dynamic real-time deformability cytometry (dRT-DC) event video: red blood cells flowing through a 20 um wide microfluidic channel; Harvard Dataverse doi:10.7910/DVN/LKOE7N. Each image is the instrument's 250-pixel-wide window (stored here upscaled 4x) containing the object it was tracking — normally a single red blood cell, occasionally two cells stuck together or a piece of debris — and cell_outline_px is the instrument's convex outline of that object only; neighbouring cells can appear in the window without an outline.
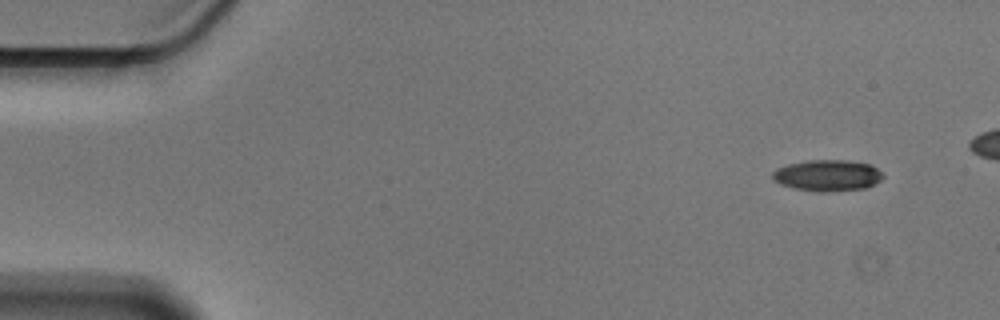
{"species": "Egyptian fruit bat (a non-hibernating species)", "species_latin": "Rousettus aegyptiacus", "temperature_condition": "cold", "stored_images_in_passage": 48, "camera_frame_rate_fps": 3000, "um_per_image_px": 0.085, "animal": {"sex": "male"}, "frame": {"image": 1, "passage_image": 1, "time_ms": 0.0, "image_size_px": [1000, 320], "cell_outline_px": [[884, 176], [880, 180], [864, 188], [824, 192], [820, 192], [792, 188], [780, 184], [772, 180], [772, 172], [776, 168], [788, 164], [808, 160], [844, 160], [872, 164], [884, 172]], "centroid_in_image_um": [70.32, 14.9], "position_along_channel_um": 14.7, "area_um2": 20.29}}
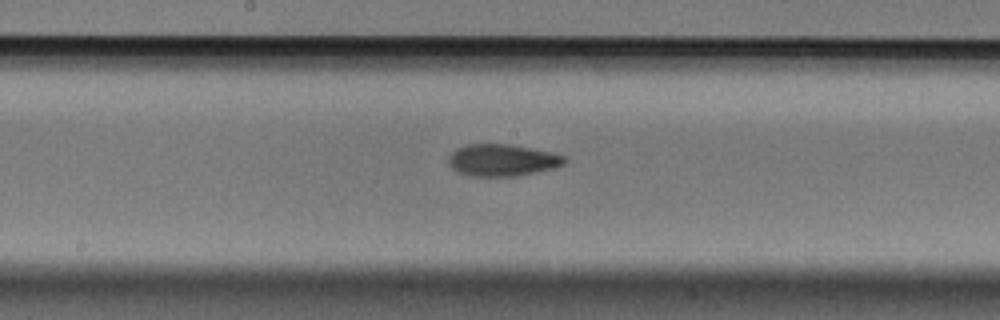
{"frame": {"image": 2, "passage_image": 26, "time_ms": 8.333, "image_size_px": [1000, 320], "cell_outline_px": [[568, 160], [564, 164], [556, 168], [516, 176], [468, 176], [456, 172], [448, 164], [448, 156], [456, 148], [468, 144], [508, 144], [552, 152], [564, 156]], "centroid_in_image_um": [42.68, 13.62], "position_along_channel_um": 205.5, "area_um2": 21.79}}
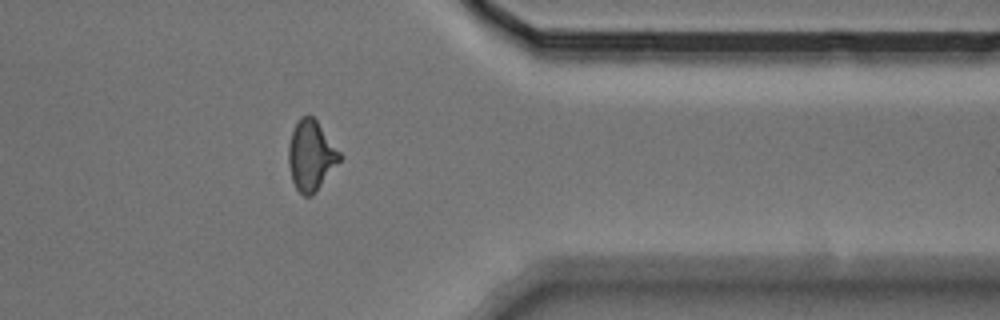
{"frame": {"image": 3, "passage_image": 42, "time_ms": 13.667, "image_size_px": [1000, 320], "cell_outline_px": [[344, 156], [316, 192], [312, 196], [304, 196], [296, 188], [292, 180], [288, 164], [288, 144], [296, 120], [300, 116], [312, 116], [316, 120]], "centroid_in_image_um": [26.44, 13.22], "position_along_channel_um": 385.0, "area_um2": 21.1}, "authors_computed_cell_mechanics": {"area_um2": 21.097, "velocity_mm_per_s": 3.5829, "shape_relaxation_time_tau1_ms": 5.2653, "shape_relaxation_time_tau2_ms": 4.6322, "deformation_change_tau1": 0.1441, "deformation_change_tau2": 0.1194}}